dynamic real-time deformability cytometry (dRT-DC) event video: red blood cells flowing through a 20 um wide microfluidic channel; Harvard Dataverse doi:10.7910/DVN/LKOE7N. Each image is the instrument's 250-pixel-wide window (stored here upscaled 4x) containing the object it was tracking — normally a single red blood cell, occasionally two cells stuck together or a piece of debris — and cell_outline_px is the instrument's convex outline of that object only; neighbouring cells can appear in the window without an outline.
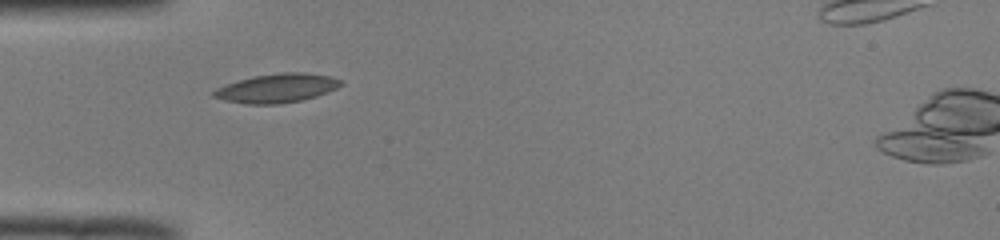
{"species": "common noctule bat (a hibernating species)", "species_latin": "Nyctalus noctula", "temperature_condition": "room temperature", "stored_images_in_passage": 21, "camera_frame_rate_fps": 3000, "um_per_image_px": 0.085, "animal": {"sex": "male", "body_mass_g": 19.0, "forearm_length_mm": 50.8}, "frame": {"image": 1, "passage_image": 1, "time_ms": 0.0, "image_size_px": [1000, 240], "cell_outline_px": [[344, 84], [336, 88], [316, 96], [300, 100], [276, 104], [244, 104], [224, 100], [212, 96], [212, 92], [216, 88], [252, 76], [280, 72], [304, 72], [328, 76], [340, 80]], "centroid_in_image_um": [23.51, 7.49], "position_along_channel_um": 61.5, "area_um2": 21.21}}
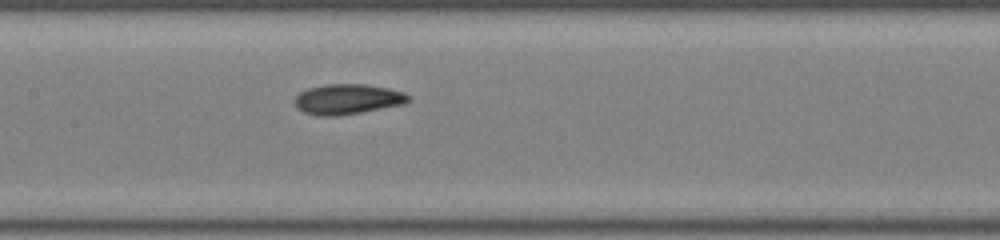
{"frame": {"image": 2, "passage_image": 10, "time_ms": 3.0, "image_size_px": [1000, 240], "cell_outline_px": [[412, 100], [404, 104], [360, 112], [336, 116], [316, 116], [304, 112], [292, 100], [300, 92], [308, 88], [324, 84], [368, 84], [388, 88], [404, 92], [412, 96]], "centroid_in_image_um": [29.57, 8.42], "position_along_channel_um": 177.8, "area_um2": 20.17}}
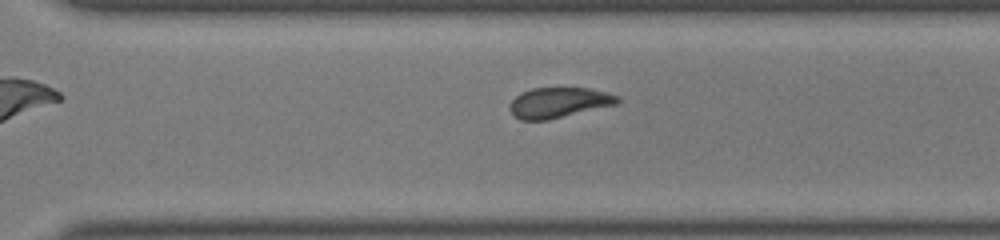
{"frame": {"image": 3, "passage_image": 21, "time_ms": 6.667, "image_size_px": [1000, 240], "cell_outline_px": [[620, 100], [616, 104], [548, 120], [520, 120], [512, 116], [508, 108], [512, 100], [520, 92], [532, 88], [588, 88], [608, 92], [620, 96]], "centroid_in_image_um": [47.46, 8.72], "position_along_channel_um": 323.1, "area_um2": 19.19}}